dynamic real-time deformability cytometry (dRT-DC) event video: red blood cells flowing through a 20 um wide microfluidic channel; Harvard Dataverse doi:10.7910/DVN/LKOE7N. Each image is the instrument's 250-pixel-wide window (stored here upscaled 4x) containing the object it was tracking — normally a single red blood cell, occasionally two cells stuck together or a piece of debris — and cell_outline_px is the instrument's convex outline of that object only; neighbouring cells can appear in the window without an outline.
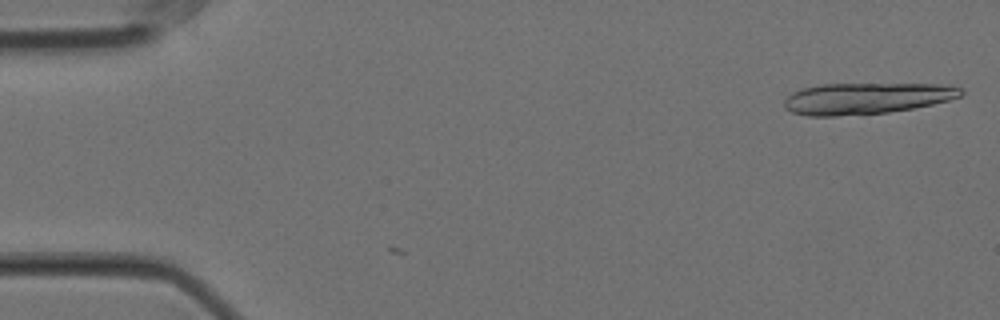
{"species": "Egyptian fruit bat (a non-hibernating species)", "species_latin": "Rousettus aegyptiacus", "temperature_condition": "cold", "stored_images_in_passage": 3, "camera_frame_rate_fps": 3000, "um_per_image_px": 0.085, "animal": {"sex": "female"}, "frame": {"image": 1, "passage_image": 1, "time_ms": 0.0, "image_size_px": [1000, 320], "cell_outline_px": [[964, 92], [960, 96], [948, 100], [932, 104], [912, 108], [888, 112], [836, 116], [808, 116], [792, 112], [784, 108], [784, 100], [792, 92], [800, 88], [820, 84], [948, 84], [960, 88]], "centroid_in_image_um": [73.61, 8.35], "position_along_channel_um": 11.4, "area_um2": 32.31}}